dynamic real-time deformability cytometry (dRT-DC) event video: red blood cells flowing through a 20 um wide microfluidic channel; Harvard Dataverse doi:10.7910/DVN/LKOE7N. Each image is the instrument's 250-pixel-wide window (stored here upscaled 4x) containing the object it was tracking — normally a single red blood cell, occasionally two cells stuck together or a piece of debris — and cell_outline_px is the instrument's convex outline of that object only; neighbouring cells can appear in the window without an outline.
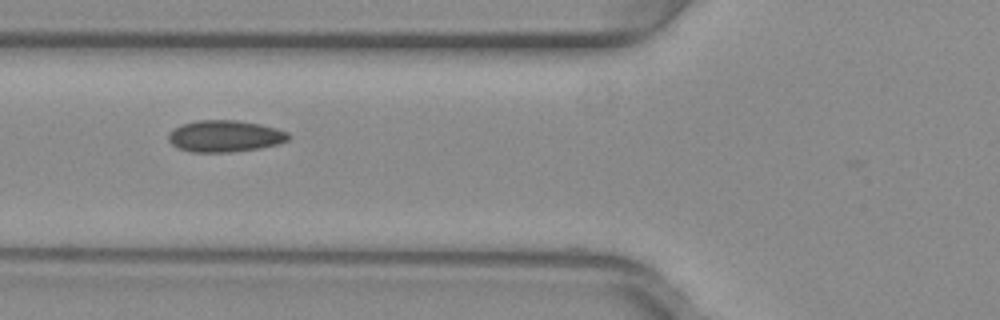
{"species": "common noctule bat (a hibernating species)", "species_latin": "Nyctalus noctula", "temperature_condition": "warm", "stored_images_in_passage": 33, "camera_frame_rate_fps": 3000, "um_per_image_px": 0.085, "animal": {"sex": "female", "body_mass_g": 29.2, "forearm_length_mm": 56.3}, "frame": {"image": 1, "passage_image": 3, "time_ms": 0.667, "image_size_px": [1000, 320], "cell_outline_px": [[292, 136], [288, 140], [276, 144], [260, 148], [232, 152], [192, 152], [176, 148], [168, 140], [168, 132], [180, 124], [196, 120], [236, 120], [260, 124], [276, 128], [288, 132]], "centroid_in_image_um": [19.09, 11.57], "position_along_channel_um": 106.7, "area_um2": 22.37}}
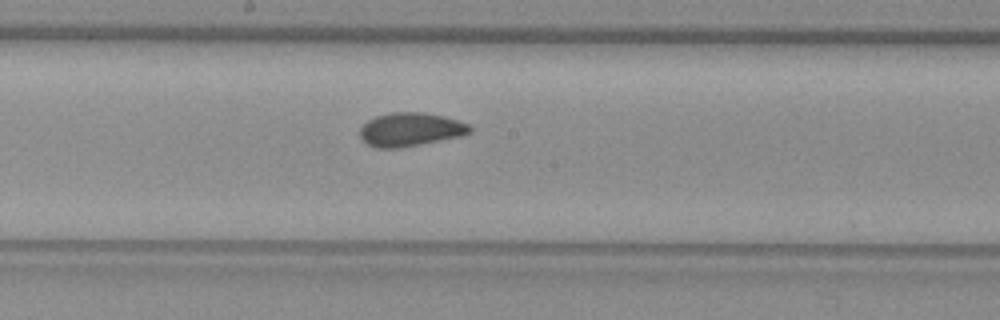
{"frame": {"image": 2, "passage_image": 11, "time_ms": 3.333, "image_size_px": [1000, 320], "cell_outline_px": [[472, 132], [460, 136], [420, 144], [396, 148], [376, 148], [368, 144], [360, 136], [360, 128], [368, 120], [376, 116], [388, 112], [424, 112], [444, 116], [468, 124], [472, 128]], "centroid_in_image_um": [34.88, 10.99], "position_along_channel_um": 213.3, "area_um2": 21.39}}
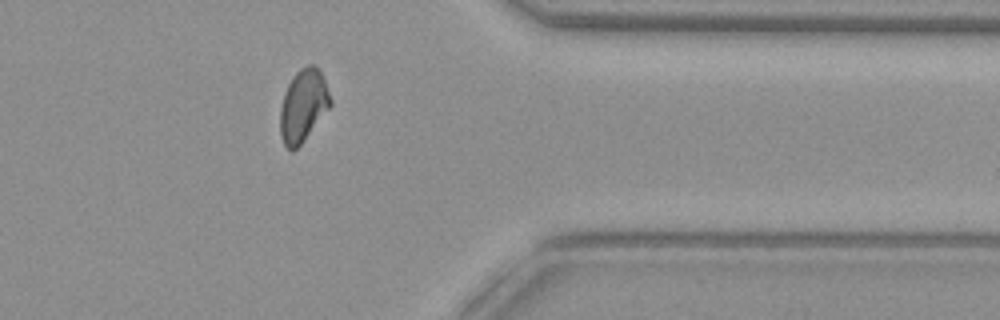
{"frame": {"image": 3, "passage_image": 25, "time_ms": 8.0, "image_size_px": [1000, 320], "cell_outline_px": [[332, 104], [304, 140], [292, 152], [284, 144], [280, 136], [280, 108], [284, 92], [288, 84], [296, 72], [300, 68], [308, 64], [316, 64], [324, 80], [332, 100]], "centroid_in_image_um": [25.76, 8.96], "position_along_channel_um": 385.6, "area_um2": 21.1}, "authors_computed_cell_mechanics": {"area_um2": 21.0392, "velocity_mm_per_s": 3.9919, "shape_relaxation_time_tau1_ms": 9.1388, "shape_relaxation_time_tau2_ms": null, "deformation_change_tau1": 0.1396, "deformation_change_tau2": null}}